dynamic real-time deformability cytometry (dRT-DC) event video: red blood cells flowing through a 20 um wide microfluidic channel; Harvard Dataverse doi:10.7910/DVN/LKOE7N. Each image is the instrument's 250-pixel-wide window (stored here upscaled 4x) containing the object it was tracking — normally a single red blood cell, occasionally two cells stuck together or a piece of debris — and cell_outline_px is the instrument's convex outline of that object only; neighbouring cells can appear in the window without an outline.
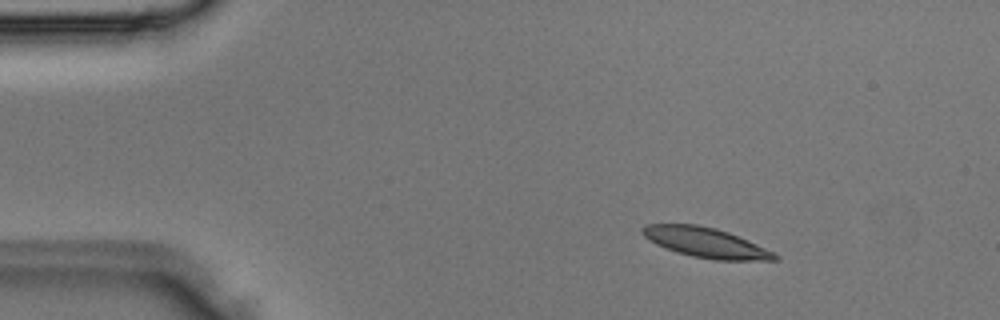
{"species": "Egyptian fruit bat (a non-hibernating species)", "species_latin": "Rousettus aegyptiacus", "temperature_condition": "room temperature", "stored_images_in_passage": 3, "camera_frame_rate_fps": 3000, "um_per_image_px": 0.085, "animal": {"sex": "male"}, "frame": {"image": 1, "passage_image": 1, "time_ms": 0.0, "image_size_px": [1000, 320], "cell_outline_px": [[780, 260], [716, 260], [692, 256], [676, 252], [656, 244], [648, 240], [640, 232], [640, 228], [644, 224], [696, 224], [716, 228], [728, 232], [748, 240], [776, 252], [780, 256]], "centroid_in_image_um": [60.0, 20.62], "position_along_channel_um": 25.0, "area_um2": 23.29}}
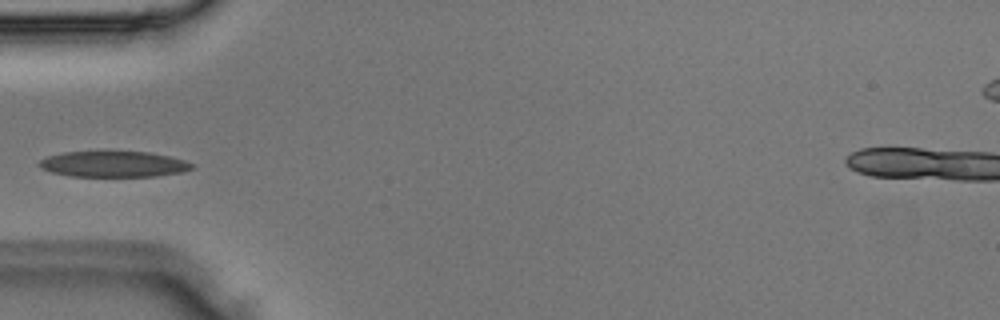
{"frame": {"image": 2, "passage_image": 3, "time_ms": 0.667, "image_size_px": [1000, 320], "cell_outline_px": [[196, 168], [180, 172], [156, 176], [72, 176], [52, 172], [40, 168], [36, 164], [40, 160], [48, 156], [64, 152], [148, 152], [168, 156], [184, 160], [192, 164]], "centroid_in_image_um": [9.63, 13.95], "position_along_channel_um": 75.4, "area_um2": 22.77}}